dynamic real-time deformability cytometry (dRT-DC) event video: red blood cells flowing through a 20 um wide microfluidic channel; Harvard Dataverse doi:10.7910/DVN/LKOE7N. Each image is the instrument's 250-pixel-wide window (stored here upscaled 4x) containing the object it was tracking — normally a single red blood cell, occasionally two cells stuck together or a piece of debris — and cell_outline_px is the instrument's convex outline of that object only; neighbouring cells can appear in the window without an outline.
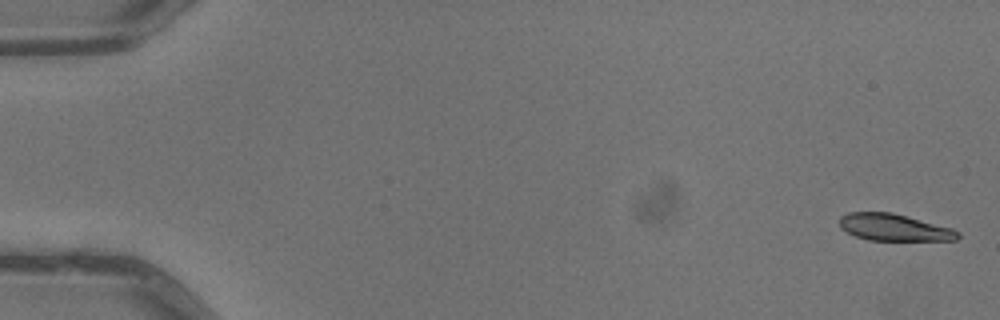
{"species": "common noctule bat (a hibernating species)", "species_latin": "Nyctalus noctula", "temperature_condition": "warm", "stored_images_in_passage": 5, "camera_frame_rate_fps": 3000, "um_per_image_px": 0.085, "animal": {"sex": "male", "body_mass_g": 13.3}, "frame": {"image": 1, "passage_image": 1, "time_ms": 0.0, "image_size_px": [1000, 320], "cell_outline_px": [[960, 236], [956, 240], [868, 240], [856, 236], [840, 228], [840, 216], [848, 212], [892, 212], [952, 228], [960, 232]], "centroid_in_image_um": [75.99, 19.32], "position_along_channel_um": 9.0, "area_um2": 18.5}}
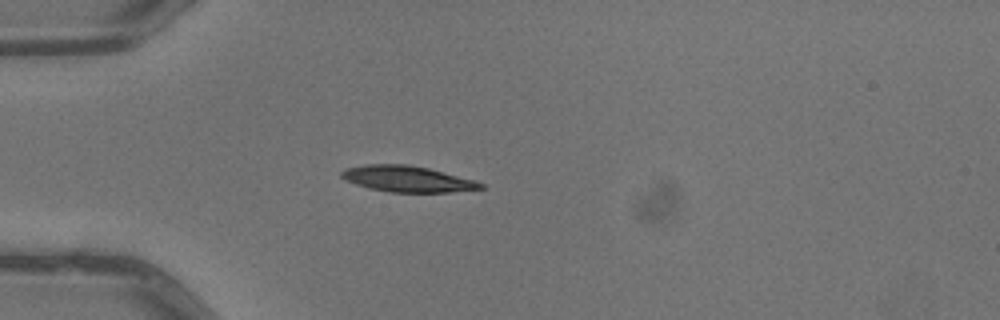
{"frame": {"image": 2, "passage_image": 5, "time_ms": 1.333, "image_size_px": [1000, 320], "cell_outline_px": [[484, 188], [448, 192], [388, 192], [368, 188], [344, 180], [340, 176], [340, 172], [344, 168], [364, 164], [408, 164], [428, 168], [476, 180], [484, 184]], "centroid_in_image_um": [34.58, 15.2], "position_along_channel_um": 50.4, "area_um2": 21.27}}